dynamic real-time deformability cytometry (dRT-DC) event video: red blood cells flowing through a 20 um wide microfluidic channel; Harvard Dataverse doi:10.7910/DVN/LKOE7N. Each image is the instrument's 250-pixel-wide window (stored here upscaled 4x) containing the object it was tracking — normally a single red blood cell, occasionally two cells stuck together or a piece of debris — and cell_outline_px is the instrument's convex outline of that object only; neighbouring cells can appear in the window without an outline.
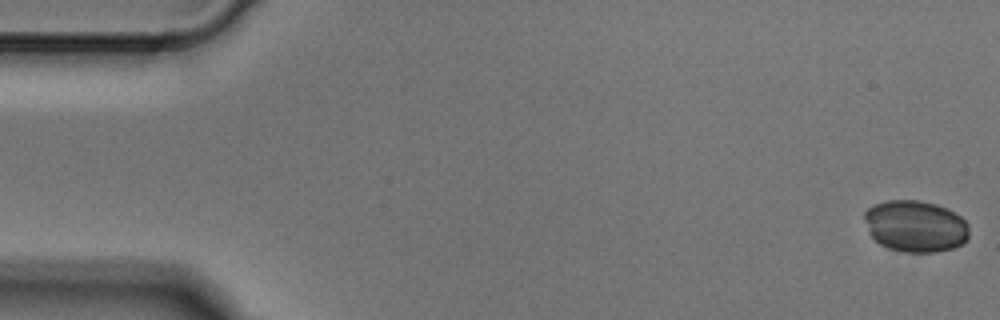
{"species": "Egyptian fruit bat (a non-hibernating species)", "species_latin": "Rousettus aegyptiacus", "temperature_condition": "cold", "stored_images_in_passage": 4, "segment_of_instrument_passage": [1, 2], "camera_frame_rate_fps": 3000, "um_per_image_px": 0.085, "animal": {"sex": "male"}, "frame": {"image": 1, "passage_image": 1, "time_ms": 0.0, "image_size_px": [1000, 320], "cell_outline_px": [[968, 236], [960, 244], [952, 248], [936, 252], [900, 252], [888, 248], [880, 244], [868, 232], [864, 220], [864, 212], [868, 208], [876, 204], [888, 200], [920, 200], [936, 204], [960, 216], [968, 224]], "centroid_in_image_um": [77.77, 19.23], "position_along_channel_um": 7.2, "area_um2": 31.39}}